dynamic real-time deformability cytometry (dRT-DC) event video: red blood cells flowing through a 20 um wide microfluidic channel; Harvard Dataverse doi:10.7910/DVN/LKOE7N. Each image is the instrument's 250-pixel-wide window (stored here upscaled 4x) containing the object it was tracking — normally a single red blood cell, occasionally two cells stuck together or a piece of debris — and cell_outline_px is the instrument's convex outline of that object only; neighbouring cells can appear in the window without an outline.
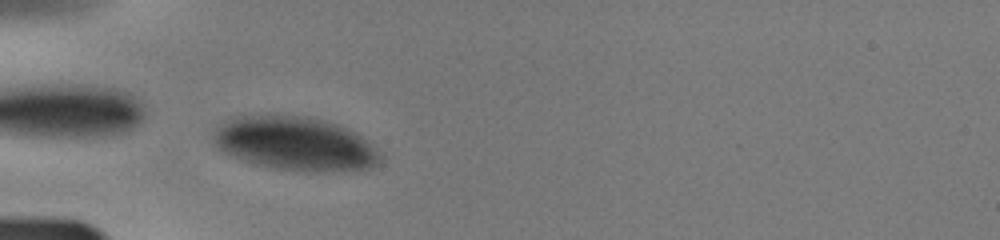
{"species": "human", "species_latin": "Homo sapiens", "temperature_condition": "warm", "stored_images_in_passage": 25, "camera_frame_rate_fps": 3000, "um_per_image_px": 0.085, "donor": {"sex": "male"}, "frame": {"image": 1, "passage_image": 5, "time_ms": 2.333, "image_size_px": [1000, 240], "cell_outline_px": [[384, 156], [372, 168], [348, 172], [304, 172], [276, 168], [256, 164], [240, 160], [224, 152], [216, 144], [212, 136], [212, 128], [232, 116], [268, 112], [276, 112], [308, 116], [324, 120], [348, 128], [356, 132], [368, 140]], "centroid_in_image_um": [25.08, 12.17], "position_along_channel_um": 59.9, "area_um2": 54.27}}
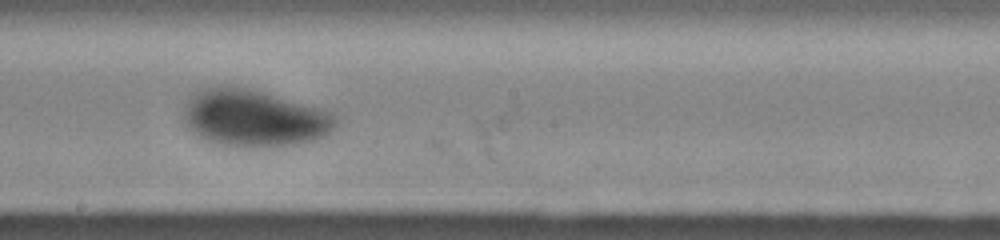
{"frame": {"image": 2, "passage_image": 11, "time_ms": 6.667, "image_size_px": [1000, 240], "cell_outline_px": [[336, 120], [332, 128], [328, 132], [312, 140], [284, 144], [228, 144], [208, 140], [200, 136], [188, 124], [188, 104], [196, 92], [204, 88], [228, 84], [260, 92], [316, 108], [328, 112]], "centroid_in_image_um": [21.58, 9.99], "position_along_channel_um": 226.6, "area_um2": 46.99}}
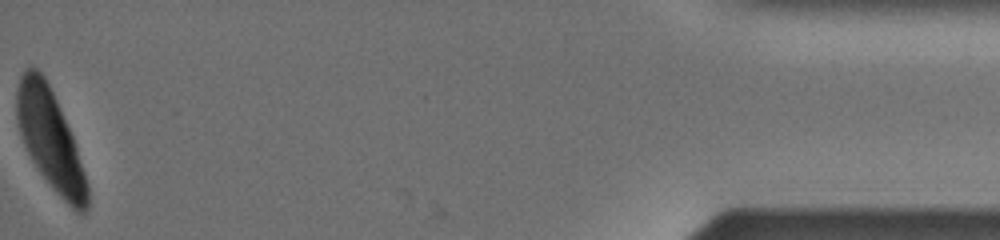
{"frame": {"image": 3, "passage_image": 25, "time_ms": 13.667, "image_size_px": [1000, 240], "cell_outline_px": [[88, 208], [84, 212], [76, 212], [52, 188], [40, 172], [32, 160], [24, 144], [20, 132], [16, 116], [16, 88], [20, 76], [28, 68], [36, 68], [44, 76], [56, 100], [72, 136], [88, 184]], "centroid_in_image_um": [4.25, 11.86], "position_along_channel_um": 430.9, "area_um2": 40.17}}